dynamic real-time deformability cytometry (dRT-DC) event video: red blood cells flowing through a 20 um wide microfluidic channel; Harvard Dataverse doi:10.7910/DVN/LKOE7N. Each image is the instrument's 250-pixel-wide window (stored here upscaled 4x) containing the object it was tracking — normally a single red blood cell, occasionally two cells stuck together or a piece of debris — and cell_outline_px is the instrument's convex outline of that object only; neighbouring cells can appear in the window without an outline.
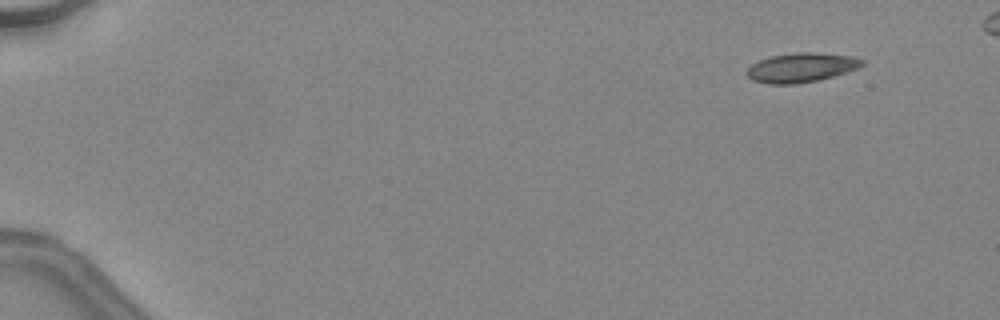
{"species": "common noctule bat (a hibernating species)", "species_latin": "Nyctalus noctula", "temperature_condition": "warm", "stored_images_in_passage": 9, "camera_frame_rate_fps": 3000, "um_per_image_px": 0.085, "animal": {"sex": "female", "body_mass_g": 24.6, "forearm_length_mm": 56.2}, "frame": {"image": 1, "passage_image": 5, "time_ms": 1.333, "image_size_px": [1000, 320], "cell_outline_px": [[864, 64], [856, 68], [832, 76], [816, 80], [792, 84], [768, 84], [752, 80], [748, 76], [748, 68], [752, 64], [760, 60], [772, 56], [796, 52], [816, 52], [852, 56], [864, 60]], "centroid_in_image_um": [68.1, 5.73], "position_along_channel_um": 16.9, "area_um2": 19.36}}